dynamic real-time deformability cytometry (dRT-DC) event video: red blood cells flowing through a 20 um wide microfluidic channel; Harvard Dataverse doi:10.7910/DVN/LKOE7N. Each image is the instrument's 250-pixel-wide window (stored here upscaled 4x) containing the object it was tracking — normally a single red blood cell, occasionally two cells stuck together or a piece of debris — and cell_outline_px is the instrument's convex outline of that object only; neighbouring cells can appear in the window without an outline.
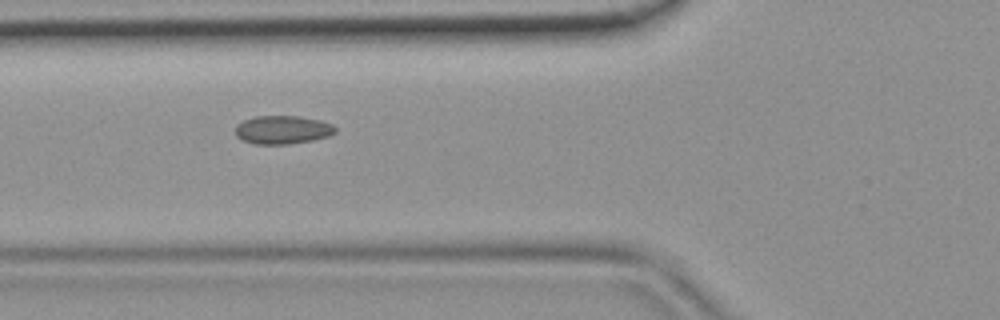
{"species": "common noctule bat (a hibernating species)", "species_latin": "Nyctalus noctula", "temperature_condition": "room temperature", "stored_images_in_passage": 3, "camera_frame_rate_fps": 3000, "um_per_image_px": 0.085, "animal": {"sex": "female", "body_mass_g": 19.9}, "frame": {"image": 1, "passage_image": 2, "time_ms": 0.333, "image_size_px": [1000, 320], "cell_outline_px": [[336, 132], [328, 136], [312, 140], [288, 144], [256, 144], [240, 140], [236, 136], [236, 124], [244, 120], [256, 116], [300, 116], [320, 120], [332, 124], [336, 128]], "centroid_in_image_um": [24.0, 11.03], "position_along_channel_um": 101.8, "area_um2": 16.59}}
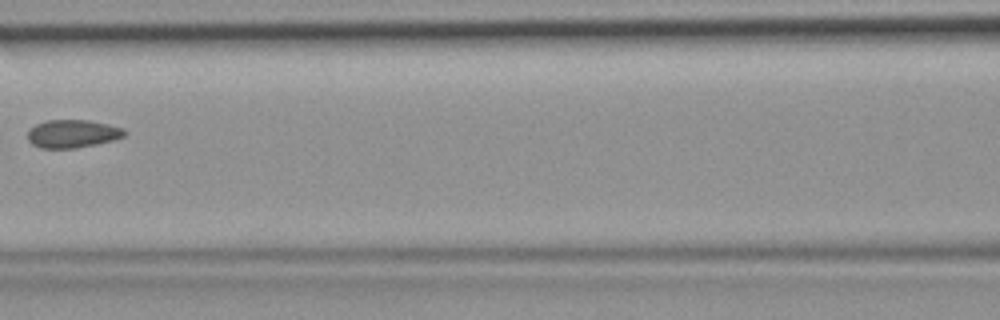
{"frame": {"image": 2, "passage_image": 3, "time_ms": 0.667, "image_size_px": [1000, 320], "cell_outline_px": [[128, 132], [124, 136], [112, 140], [96, 144], [72, 148], [40, 148], [32, 144], [28, 140], [28, 128], [36, 124], [48, 120], [88, 120], [108, 124], [124, 128]], "centroid_in_image_um": [6.16, 11.36], "position_along_channel_um": 160.4, "area_um2": 15.84}}